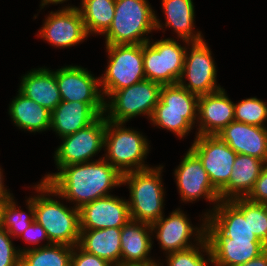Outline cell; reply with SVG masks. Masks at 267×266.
<instances>
[{
	"instance_id": "1",
	"label": "cell",
	"mask_w": 267,
	"mask_h": 266,
	"mask_svg": "<svg viewBox=\"0 0 267 266\" xmlns=\"http://www.w3.org/2000/svg\"><path fill=\"white\" fill-rule=\"evenodd\" d=\"M58 171L46 174L41 180L50 184L62 200L76 203L74 207L78 209L111 195L109 192L113 188L122 185V175L103 157L92 162L61 166Z\"/></svg>"
},
{
	"instance_id": "2",
	"label": "cell",
	"mask_w": 267,
	"mask_h": 266,
	"mask_svg": "<svg viewBox=\"0 0 267 266\" xmlns=\"http://www.w3.org/2000/svg\"><path fill=\"white\" fill-rule=\"evenodd\" d=\"M33 187L38 193L34 195V220L45 229L51 244L78 245L81 231L79 209L61 203L60 194L46 181L40 180ZM54 196L58 199H53Z\"/></svg>"
},
{
	"instance_id": "3",
	"label": "cell",
	"mask_w": 267,
	"mask_h": 266,
	"mask_svg": "<svg viewBox=\"0 0 267 266\" xmlns=\"http://www.w3.org/2000/svg\"><path fill=\"white\" fill-rule=\"evenodd\" d=\"M164 166L128 172L122 175V185L127 184L130 199L128 206L130 217L143 223L153 224L164 212L165 188L162 184Z\"/></svg>"
},
{
	"instance_id": "4",
	"label": "cell",
	"mask_w": 267,
	"mask_h": 266,
	"mask_svg": "<svg viewBox=\"0 0 267 266\" xmlns=\"http://www.w3.org/2000/svg\"><path fill=\"white\" fill-rule=\"evenodd\" d=\"M198 96L179 83L162 85L160 100L150 119L152 125L169 130L180 139L197 123Z\"/></svg>"
},
{
	"instance_id": "5",
	"label": "cell",
	"mask_w": 267,
	"mask_h": 266,
	"mask_svg": "<svg viewBox=\"0 0 267 266\" xmlns=\"http://www.w3.org/2000/svg\"><path fill=\"white\" fill-rule=\"evenodd\" d=\"M149 144L139 131L126 128L124 123L106 120L103 158L121 175L151 168L144 161L149 154Z\"/></svg>"
},
{
	"instance_id": "6",
	"label": "cell",
	"mask_w": 267,
	"mask_h": 266,
	"mask_svg": "<svg viewBox=\"0 0 267 266\" xmlns=\"http://www.w3.org/2000/svg\"><path fill=\"white\" fill-rule=\"evenodd\" d=\"M153 30L155 11L148 0H116L113 21L103 36L105 44H143Z\"/></svg>"
},
{
	"instance_id": "7",
	"label": "cell",
	"mask_w": 267,
	"mask_h": 266,
	"mask_svg": "<svg viewBox=\"0 0 267 266\" xmlns=\"http://www.w3.org/2000/svg\"><path fill=\"white\" fill-rule=\"evenodd\" d=\"M106 45L108 66L100 76L103 97L146 79L143 67V44Z\"/></svg>"
},
{
	"instance_id": "8",
	"label": "cell",
	"mask_w": 267,
	"mask_h": 266,
	"mask_svg": "<svg viewBox=\"0 0 267 266\" xmlns=\"http://www.w3.org/2000/svg\"><path fill=\"white\" fill-rule=\"evenodd\" d=\"M162 85L143 80L129 87L113 92L105 101L104 116L115 123L128 122L136 116L151 119L155 106L160 100ZM108 102V103H107Z\"/></svg>"
},
{
	"instance_id": "9",
	"label": "cell",
	"mask_w": 267,
	"mask_h": 266,
	"mask_svg": "<svg viewBox=\"0 0 267 266\" xmlns=\"http://www.w3.org/2000/svg\"><path fill=\"white\" fill-rule=\"evenodd\" d=\"M186 48L171 37L143 43L146 79L161 85L178 83L183 72Z\"/></svg>"
},
{
	"instance_id": "10",
	"label": "cell",
	"mask_w": 267,
	"mask_h": 266,
	"mask_svg": "<svg viewBox=\"0 0 267 266\" xmlns=\"http://www.w3.org/2000/svg\"><path fill=\"white\" fill-rule=\"evenodd\" d=\"M205 41L204 39L198 42H190L187 45L183 72L178 81L183 88L198 97L222 89L220 84L217 85L216 83L217 70L215 61L210 47ZM186 81L189 83L187 82L186 84Z\"/></svg>"
},
{
	"instance_id": "11",
	"label": "cell",
	"mask_w": 267,
	"mask_h": 266,
	"mask_svg": "<svg viewBox=\"0 0 267 266\" xmlns=\"http://www.w3.org/2000/svg\"><path fill=\"white\" fill-rule=\"evenodd\" d=\"M105 130L106 117L103 114L87 127L62 137L53 156L57 169L61 166L92 162L93 157L104 148Z\"/></svg>"
},
{
	"instance_id": "12",
	"label": "cell",
	"mask_w": 267,
	"mask_h": 266,
	"mask_svg": "<svg viewBox=\"0 0 267 266\" xmlns=\"http://www.w3.org/2000/svg\"><path fill=\"white\" fill-rule=\"evenodd\" d=\"M56 82L63 101L87 103L99 116L104 114L105 101L100 88V77L78 65L56 70Z\"/></svg>"
},
{
	"instance_id": "13",
	"label": "cell",
	"mask_w": 267,
	"mask_h": 266,
	"mask_svg": "<svg viewBox=\"0 0 267 266\" xmlns=\"http://www.w3.org/2000/svg\"><path fill=\"white\" fill-rule=\"evenodd\" d=\"M190 149L202 161L213 187L219 192L228 182L237 153L218 135H195Z\"/></svg>"
},
{
	"instance_id": "14",
	"label": "cell",
	"mask_w": 267,
	"mask_h": 266,
	"mask_svg": "<svg viewBox=\"0 0 267 266\" xmlns=\"http://www.w3.org/2000/svg\"><path fill=\"white\" fill-rule=\"evenodd\" d=\"M183 157L174 170V178L181 201L193 203L203 197L206 201L212 202L213 208L204 213L207 217L220 202L219 192L211 184L202 161L190 148Z\"/></svg>"
},
{
	"instance_id": "15",
	"label": "cell",
	"mask_w": 267,
	"mask_h": 266,
	"mask_svg": "<svg viewBox=\"0 0 267 266\" xmlns=\"http://www.w3.org/2000/svg\"><path fill=\"white\" fill-rule=\"evenodd\" d=\"M202 218V224L199 227H193L187 215L177 208L168 217L165 218L163 215L158 221L151 224V230L156 233L154 237L159 241L158 244L165 251L164 253L182 251L195 246L191 243V239H195L194 241L199 243L205 238L207 217L203 215Z\"/></svg>"
},
{
	"instance_id": "16",
	"label": "cell",
	"mask_w": 267,
	"mask_h": 266,
	"mask_svg": "<svg viewBox=\"0 0 267 266\" xmlns=\"http://www.w3.org/2000/svg\"><path fill=\"white\" fill-rule=\"evenodd\" d=\"M205 238L214 266H238L258 257L267 249L260 240H233L225 237L208 219L205 221Z\"/></svg>"
},
{
	"instance_id": "17",
	"label": "cell",
	"mask_w": 267,
	"mask_h": 266,
	"mask_svg": "<svg viewBox=\"0 0 267 266\" xmlns=\"http://www.w3.org/2000/svg\"><path fill=\"white\" fill-rule=\"evenodd\" d=\"M38 36L55 48L77 46L89 37L77 6L69 5L51 11L38 31Z\"/></svg>"
},
{
	"instance_id": "18",
	"label": "cell",
	"mask_w": 267,
	"mask_h": 266,
	"mask_svg": "<svg viewBox=\"0 0 267 266\" xmlns=\"http://www.w3.org/2000/svg\"><path fill=\"white\" fill-rule=\"evenodd\" d=\"M79 211L80 230L122 228L131 219L127 199L114 195L86 203Z\"/></svg>"
},
{
	"instance_id": "19",
	"label": "cell",
	"mask_w": 267,
	"mask_h": 266,
	"mask_svg": "<svg viewBox=\"0 0 267 266\" xmlns=\"http://www.w3.org/2000/svg\"><path fill=\"white\" fill-rule=\"evenodd\" d=\"M207 219L227 238L259 240L249 226V200H220Z\"/></svg>"
},
{
	"instance_id": "20",
	"label": "cell",
	"mask_w": 267,
	"mask_h": 266,
	"mask_svg": "<svg viewBox=\"0 0 267 266\" xmlns=\"http://www.w3.org/2000/svg\"><path fill=\"white\" fill-rule=\"evenodd\" d=\"M234 121V102L225 89L198 97L196 135H217Z\"/></svg>"
},
{
	"instance_id": "21",
	"label": "cell",
	"mask_w": 267,
	"mask_h": 266,
	"mask_svg": "<svg viewBox=\"0 0 267 266\" xmlns=\"http://www.w3.org/2000/svg\"><path fill=\"white\" fill-rule=\"evenodd\" d=\"M217 135L237 154L253 156L267 163V127L234 120Z\"/></svg>"
},
{
	"instance_id": "22",
	"label": "cell",
	"mask_w": 267,
	"mask_h": 266,
	"mask_svg": "<svg viewBox=\"0 0 267 266\" xmlns=\"http://www.w3.org/2000/svg\"><path fill=\"white\" fill-rule=\"evenodd\" d=\"M154 235L151 225L130 219L121 228V264L150 265L155 263L150 256Z\"/></svg>"
},
{
	"instance_id": "23",
	"label": "cell",
	"mask_w": 267,
	"mask_h": 266,
	"mask_svg": "<svg viewBox=\"0 0 267 266\" xmlns=\"http://www.w3.org/2000/svg\"><path fill=\"white\" fill-rule=\"evenodd\" d=\"M162 10L165 14V24L162 25L161 20L155 14V29H163L168 27L177 34V39H181L184 45L190 42H198L204 40L201 31H194L195 9L193 0H162Z\"/></svg>"
},
{
	"instance_id": "24",
	"label": "cell",
	"mask_w": 267,
	"mask_h": 266,
	"mask_svg": "<svg viewBox=\"0 0 267 266\" xmlns=\"http://www.w3.org/2000/svg\"><path fill=\"white\" fill-rule=\"evenodd\" d=\"M20 81L18 90L51 112L62 101L56 82V70L46 67L31 69Z\"/></svg>"
},
{
	"instance_id": "25",
	"label": "cell",
	"mask_w": 267,
	"mask_h": 266,
	"mask_svg": "<svg viewBox=\"0 0 267 266\" xmlns=\"http://www.w3.org/2000/svg\"><path fill=\"white\" fill-rule=\"evenodd\" d=\"M265 165L256 157L237 154L229 182L219 191L220 200L246 198Z\"/></svg>"
},
{
	"instance_id": "26",
	"label": "cell",
	"mask_w": 267,
	"mask_h": 266,
	"mask_svg": "<svg viewBox=\"0 0 267 266\" xmlns=\"http://www.w3.org/2000/svg\"><path fill=\"white\" fill-rule=\"evenodd\" d=\"M98 117L99 115L87 103L62 100L51 112L50 130L62 138L87 127Z\"/></svg>"
},
{
	"instance_id": "27",
	"label": "cell",
	"mask_w": 267,
	"mask_h": 266,
	"mask_svg": "<svg viewBox=\"0 0 267 266\" xmlns=\"http://www.w3.org/2000/svg\"><path fill=\"white\" fill-rule=\"evenodd\" d=\"M17 92L8 109L15 126L31 133L50 130L51 111L29 99L19 90Z\"/></svg>"
},
{
	"instance_id": "28",
	"label": "cell",
	"mask_w": 267,
	"mask_h": 266,
	"mask_svg": "<svg viewBox=\"0 0 267 266\" xmlns=\"http://www.w3.org/2000/svg\"><path fill=\"white\" fill-rule=\"evenodd\" d=\"M121 228H106L81 230L78 246L93 255L109 261L111 264H121Z\"/></svg>"
},
{
	"instance_id": "29",
	"label": "cell",
	"mask_w": 267,
	"mask_h": 266,
	"mask_svg": "<svg viewBox=\"0 0 267 266\" xmlns=\"http://www.w3.org/2000/svg\"><path fill=\"white\" fill-rule=\"evenodd\" d=\"M20 266H71L72 246L51 244L18 248Z\"/></svg>"
},
{
	"instance_id": "30",
	"label": "cell",
	"mask_w": 267,
	"mask_h": 266,
	"mask_svg": "<svg viewBox=\"0 0 267 266\" xmlns=\"http://www.w3.org/2000/svg\"><path fill=\"white\" fill-rule=\"evenodd\" d=\"M116 0H82L79 10L88 35H103L111 26Z\"/></svg>"
},
{
	"instance_id": "31",
	"label": "cell",
	"mask_w": 267,
	"mask_h": 266,
	"mask_svg": "<svg viewBox=\"0 0 267 266\" xmlns=\"http://www.w3.org/2000/svg\"><path fill=\"white\" fill-rule=\"evenodd\" d=\"M14 201L13 195L5 202L3 212V228L12 236V238H20V235L34 221V196H29L26 200L28 213L20 210Z\"/></svg>"
},
{
	"instance_id": "32",
	"label": "cell",
	"mask_w": 267,
	"mask_h": 266,
	"mask_svg": "<svg viewBox=\"0 0 267 266\" xmlns=\"http://www.w3.org/2000/svg\"><path fill=\"white\" fill-rule=\"evenodd\" d=\"M166 255L167 266H208L210 263L214 265L213 256L206 238L189 249ZM205 255H207L208 259L204 257Z\"/></svg>"
},
{
	"instance_id": "33",
	"label": "cell",
	"mask_w": 267,
	"mask_h": 266,
	"mask_svg": "<svg viewBox=\"0 0 267 266\" xmlns=\"http://www.w3.org/2000/svg\"><path fill=\"white\" fill-rule=\"evenodd\" d=\"M234 120L248 125L266 127L267 103L256 97L234 103Z\"/></svg>"
},
{
	"instance_id": "34",
	"label": "cell",
	"mask_w": 267,
	"mask_h": 266,
	"mask_svg": "<svg viewBox=\"0 0 267 266\" xmlns=\"http://www.w3.org/2000/svg\"><path fill=\"white\" fill-rule=\"evenodd\" d=\"M249 226L259 240L267 246V205L249 200Z\"/></svg>"
},
{
	"instance_id": "35",
	"label": "cell",
	"mask_w": 267,
	"mask_h": 266,
	"mask_svg": "<svg viewBox=\"0 0 267 266\" xmlns=\"http://www.w3.org/2000/svg\"><path fill=\"white\" fill-rule=\"evenodd\" d=\"M11 237L4 228L0 229V266H20L21 253Z\"/></svg>"
},
{
	"instance_id": "36",
	"label": "cell",
	"mask_w": 267,
	"mask_h": 266,
	"mask_svg": "<svg viewBox=\"0 0 267 266\" xmlns=\"http://www.w3.org/2000/svg\"><path fill=\"white\" fill-rule=\"evenodd\" d=\"M71 266H113L109 261L82 250L78 245L73 247Z\"/></svg>"
},
{
	"instance_id": "37",
	"label": "cell",
	"mask_w": 267,
	"mask_h": 266,
	"mask_svg": "<svg viewBox=\"0 0 267 266\" xmlns=\"http://www.w3.org/2000/svg\"><path fill=\"white\" fill-rule=\"evenodd\" d=\"M246 198L252 202L267 205V163H265L252 191Z\"/></svg>"
},
{
	"instance_id": "38",
	"label": "cell",
	"mask_w": 267,
	"mask_h": 266,
	"mask_svg": "<svg viewBox=\"0 0 267 266\" xmlns=\"http://www.w3.org/2000/svg\"><path fill=\"white\" fill-rule=\"evenodd\" d=\"M20 237L28 244H38L42 240H46V246L51 245L49 238L47 237L45 229L38 224L35 220L29 225V227L20 235Z\"/></svg>"
},
{
	"instance_id": "39",
	"label": "cell",
	"mask_w": 267,
	"mask_h": 266,
	"mask_svg": "<svg viewBox=\"0 0 267 266\" xmlns=\"http://www.w3.org/2000/svg\"><path fill=\"white\" fill-rule=\"evenodd\" d=\"M238 266H267V249L258 257Z\"/></svg>"
},
{
	"instance_id": "40",
	"label": "cell",
	"mask_w": 267,
	"mask_h": 266,
	"mask_svg": "<svg viewBox=\"0 0 267 266\" xmlns=\"http://www.w3.org/2000/svg\"><path fill=\"white\" fill-rule=\"evenodd\" d=\"M3 171L0 167V197H11L13 195V193L11 194L10 191L5 188V185H4V178H3Z\"/></svg>"
},
{
	"instance_id": "41",
	"label": "cell",
	"mask_w": 267,
	"mask_h": 266,
	"mask_svg": "<svg viewBox=\"0 0 267 266\" xmlns=\"http://www.w3.org/2000/svg\"><path fill=\"white\" fill-rule=\"evenodd\" d=\"M9 197H0V229L3 228V212L5 208V202Z\"/></svg>"
},
{
	"instance_id": "42",
	"label": "cell",
	"mask_w": 267,
	"mask_h": 266,
	"mask_svg": "<svg viewBox=\"0 0 267 266\" xmlns=\"http://www.w3.org/2000/svg\"><path fill=\"white\" fill-rule=\"evenodd\" d=\"M67 2L68 0H41L40 9H43L46 5L49 4H62L63 2Z\"/></svg>"
},
{
	"instance_id": "43",
	"label": "cell",
	"mask_w": 267,
	"mask_h": 266,
	"mask_svg": "<svg viewBox=\"0 0 267 266\" xmlns=\"http://www.w3.org/2000/svg\"><path fill=\"white\" fill-rule=\"evenodd\" d=\"M137 266H163V264L160 263L159 261L158 262L156 261L155 263L150 264V265H137Z\"/></svg>"
},
{
	"instance_id": "44",
	"label": "cell",
	"mask_w": 267,
	"mask_h": 266,
	"mask_svg": "<svg viewBox=\"0 0 267 266\" xmlns=\"http://www.w3.org/2000/svg\"><path fill=\"white\" fill-rule=\"evenodd\" d=\"M113 266H137V265H122V264H116V265H113Z\"/></svg>"
}]
</instances>
